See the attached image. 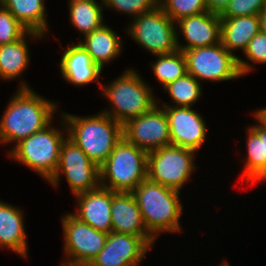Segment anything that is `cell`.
<instances>
[{
    "mask_svg": "<svg viewBox=\"0 0 266 266\" xmlns=\"http://www.w3.org/2000/svg\"><path fill=\"white\" fill-rule=\"evenodd\" d=\"M100 1V2H99ZM67 0L69 9V21L72 27H75L78 33L83 36L100 28L106 22L104 21L103 0Z\"/></svg>",
    "mask_w": 266,
    "mask_h": 266,
    "instance_id": "d4e9b609",
    "label": "cell"
},
{
    "mask_svg": "<svg viewBox=\"0 0 266 266\" xmlns=\"http://www.w3.org/2000/svg\"><path fill=\"white\" fill-rule=\"evenodd\" d=\"M123 29L140 48L154 55L178 50L176 22L157 5L153 10L129 20Z\"/></svg>",
    "mask_w": 266,
    "mask_h": 266,
    "instance_id": "ba28073f",
    "label": "cell"
},
{
    "mask_svg": "<svg viewBox=\"0 0 266 266\" xmlns=\"http://www.w3.org/2000/svg\"><path fill=\"white\" fill-rule=\"evenodd\" d=\"M76 208L72 214L96 230L112 232V190L98 186L96 189L75 195Z\"/></svg>",
    "mask_w": 266,
    "mask_h": 266,
    "instance_id": "e0dca14e",
    "label": "cell"
},
{
    "mask_svg": "<svg viewBox=\"0 0 266 266\" xmlns=\"http://www.w3.org/2000/svg\"><path fill=\"white\" fill-rule=\"evenodd\" d=\"M221 264L219 265L218 264V266H230V264L229 263H227V261L224 259L223 260V262H220Z\"/></svg>",
    "mask_w": 266,
    "mask_h": 266,
    "instance_id": "8d00e7d4",
    "label": "cell"
},
{
    "mask_svg": "<svg viewBox=\"0 0 266 266\" xmlns=\"http://www.w3.org/2000/svg\"><path fill=\"white\" fill-rule=\"evenodd\" d=\"M228 3L229 0H206V8L210 13L221 15Z\"/></svg>",
    "mask_w": 266,
    "mask_h": 266,
    "instance_id": "d6a6232c",
    "label": "cell"
},
{
    "mask_svg": "<svg viewBox=\"0 0 266 266\" xmlns=\"http://www.w3.org/2000/svg\"><path fill=\"white\" fill-rule=\"evenodd\" d=\"M187 73L202 82H228L243 77L238 58L221 43L183 51Z\"/></svg>",
    "mask_w": 266,
    "mask_h": 266,
    "instance_id": "30bf717a",
    "label": "cell"
},
{
    "mask_svg": "<svg viewBox=\"0 0 266 266\" xmlns=\"http://www.w3.org/2000/svg\"><path fill=\"white\" fill-rule=\"evenodd\" d=\"M168 120L171 143L198 152L207 141L205 117L192 107L162 106Z\"/></svg>",
    "mask_w": 266,
    "mask_h": 266,
    "instance_id": "4fadbf2b",
    "label": "cell"
},
{
    "mask_svg": "<svg viewBox=\"0 0 266 266\" xmlns=\"http://www.w3.org/2000/svg\"><path fill=\"white\" fill-rule=\"evenodd\" d=\"M266 9V0H229L220 18L260 15Z\"/></svg>",
    "mask_w": 266,
    "mask_h": 266,
    "instance_id": "1f68e13d",
    "label": "cell"
},
{
    "mask_svg": "<svg viewBox=\"0 0 266 266\" xmlns=\"http://www.w3.org/2000/svg\"><path fill=\"white\" fill-rule=\"evenodd\" d=\"M263 183V182H266V174L258 181V183L257 184H259V183Z\"/></svg>",
    "mask_w": 266,
    "mask_h": 266,
    "instance_id": "74e56055",
    "label": "cell"
},
{
    "mask_svg": "<svg viewBox=\"0 0 266 266\" xmlns=\"http://www.w3.org/2000/svg\"><path fill=\"white\" fill-rule=\"evenodd\" d=\"M264 147H265V157H266V127L264 126Z\"/></svg>",
    "mask_w": 266,
    "mask_h": 266,
    "instance_id": "d590c367",
    "label": "cell"
},
{
    "mask_svg": "<svg viewBox=\"0 0 266 266\" xmlns=\"http://www.w3.org/2000/svg\"><path fill=\"white\" fill-rule=\"evenodd\" d=\"M28 30L0 3V46L22 38Z\"/></svg>",
    "mask_w": 266,
    "mask_h": 266,
    "instance_id": "4dcf8cb0",
    "label": "cell"
},
{
    "mask_svg": "<svg viewBox=\"0 0 266 266\" xmlns=\"http://www.w3.org/2000/svg\"><path fill=\"white\" fill-rule=\"evenodd\" d=\"M163 90L165 93H168L171 102L166 103L157 98V103L161 106L194 107V104L198 100L200 101V98L203 96L202 94H204L202 84L188 73L169 83Z\"/></svg>",
    "mask_w": 266,
    "mask_h": 266,
    "instance_id": "484cf974",
    "label": "cell"
},
{
    "mask_svg": "<svg viewBox=\"0 0 266 266\" xmlns=\"http://www.w3.org/2000/svg\"><path fill=\"white\" fill-rule=\"evenodd\" d=\"M197 153L174 145L148 152L147 179L182 192L197 171Z\"/></svg>",
    "mask_w": 266,
    "mask_h": 266,
    "instance_id": "52a82bcc",
    "label": "cell"
},
{
    "mask_svg": "<svg viewBox=\"0 0 266 266\" xmlns=\"http://www.w3.org/2000/svg\"><path fill=\"white\" fill-rule=\"evenodd\" d=\"M257 122V123H256ZM246 129V154L243 159L241 175L244 183L250 187L257 185L258 181L266 174V157L264 147V125L257 119L254 124H248Z\"/></svg>",
    "mask_w": 266,
    "mask_h": 266,
    "instance_id": "7402d4cb",
    "label": "cell"
},
{
    "mask_svg": "<svg viewBox=\"0 0 266 266\" xmlns=\"http://www.w3.org/2000/svg\"><path fill=\"white\" fill-rule=\"evenodd\" d=\"M252 114L255 119L266 127V107L257 108Z\"/></svg>",
    "mask_w": 266,
    "mask_h": 266,
    "instance_id": "836d02e7",
    "label": "cell"
},
{
    "mask_svg": "<svg viewBox=\"0 0 266 266\" xmlns=\"http://www.w3.org/2000/svg\"><path fill=\"white\" fill-rule=\"evenodd\" d=\"M148 153L124 137L99 167L100 186L114 192H132L147 179Z\"/></svg>",
    "mask_w": 266,
    "mask_h": 266,
    "instance_id": "8992f818",
    "label": "cell"
},
{
    "mask_svg": "<svg viewBox=\"0 0 266 266\" xmlns=\"http://www.w3.org/2000/svg\"><path fill=\"white\" fill-rule=\"evenodd\" d=\"M243 56L246 58L245 61V58L238 57V67L243 77L254 72V67L257 65L266 64V34L262 31L257 33L250 40L246 50L243 52Z\"/></svg>",
    "mask_w": 266,
    "mask_h": 266,
    "instance_id": "83f0119b",
    "label": "cell"
},
{
    "mask_svg": "<svg viewBox=\"0 0 266 266\" xmlns=\"http://www.w3.org/2000/svg\"><path fill=\"white\" fill-rule=\"evenodd\" d=\"M154 57L155 61H151L149 64L156 82L160 83L162 89L187 73L183 51L177 50L169 54L154 55Z\"/></svg>",
    "mask_w": 266,
    "mask_h": 266,
    "instance_id": "4316f807",
    "label": "cell"
},
{
    "mask_svg": "<svg viewBox=\"0 0 266 266\" xmlns=\"http://www.w3.org/2000/svg\"><path fill=\"white\" fill-rule=\"evenodd\" d=\"M112 232L141 237L151 248L156 240L148 233L132 192L112 191Z\"/></svg>",
    "mask_w": 266,
    "mask_h": 266,
    "instance_id": "ac0fdd59",
    "label": "cell"
},
{
    "mask_svg": "<svg viewBox=\"0 0 266 266\" xmlns=\"http://www.w3.org/2000/svg\"><path fill=\"white\" fill-rule=\"evenodd\" d=\"M46 0H0L12 15L28 30L44 37L49 34ZM48 22V23H47Z\"/></svg>",
    "mask_w": 266,
    "mask_h": 266,
    "instance_id": "cb8c5ba5",
    "label": "cell"
},
{
    "mask_svg": "<svg viewBox=\"0 0 266 266\" xmlns=\"http://www.w3.org/2000/svg\"><path fill=\"white\" fill-rule=\"evenodd\" d=\"M58 116L59 128L52 121L44 129L20 140L7 151L8 159L28 167L47 182L57 170L60 148L67 137L65 121L60 113Z\"/></svg>",
    "mask_w": 266,
    "mask_h": 266,
    "instance_id": "5b68a950",
    "label": "cell"
},
{
    "mask_svg": "<svg viewBox=\"0 0 266 266\" xmlns=\"http://www.w3.org/2000/svg\"><path fill=\"white\" fill-rule=\"evenodd\" d=\"M123 137L147 153L172 145L164 108L158 103L123 125Z\"/></svg>",
    "mask_w": 266,
    "mask_h": 266,
    "instance_id": "7c38bea8",
    "label": "cell"
},
{
    "mask_svg": "<svg viewBox=\"0 0 266 266\" xmlns=\"http://www.w3.org/2000/svg\"><path fill=\"white\" fill-rule=\"evenodd\" d=\"M67 137L79 146L85 154L100 167L123 138V125L103 112L78 116L61 111Z\"/></svg>",
    "mask_w": 266,
    "mask_h": 266,
    "instance_id": "3957f363",
    "label": "cell"
},
{
    "mask_svg": "<svg viewBox=\"0 0 266 266\" xmlns=\"http://www.w3.org/2000/svg\"><path fill=\"white\" fill-rule=\"evenodd\" d=\"M177 47L184 51L220 43V15L208 11L176 21ZM183 42H181V38Z\"/></svg>",
    "mask_w": 266,
    "mask_h": 266,
    "instance_id": "9a60e30c",
    "label": "cell"
},
{
    "mask_svg": "<svg viewBox=\"0 0 266 266\" xmlns=\"http://www.w3.org/2000/svg\"><path fill=\"white\" fill-rule=\"evenodd\" d=\"M104 9L115 11L128 18H135L153 10L158 3L155 0H103Z\"/></svg>",
    "mask_w": 266,
    "mask_h": 266,
    "instance_id": "f546056e",
    "label": "cell"
},
{
    "mask_svg": "<svg viewBox=\"0 0 266 266\" xmlns=\"http://www.w3.org/2000/svg\"><path fill=\"white\" fill-rule=\"evenodd\" d=\"M63 230V264L89 265L104 248L108 233L80 221L72 212L60 217ZM66 259V260H65Z\"/></svg>",
    "mask_w": 266,
    "mask_h": 266,
    "instance_id": "8fae6325",
    "label": "cell"
},
{
    "mask_svg": "<svg viewBox=\"0 0 266 266\" xmlns=\"http://www.w3.org/2000/svg\"><path fill=\"white\" fill-rule=\"evenodd\" d=\"M149 250L151 247L139 236L111 232L88 266H140Z\"/></svg>",
    "mask_w": 266,
    "mask_h": 266,
    "instance_id": "5bb4252c",
    "label": "cell"
},
{
    "mask_svg": "<svg viewBox=\"0 0 266 266\" xmlns=\"http://www.w3.org/2000/svg\"><path fill=\"white\" fill-rule=\"evenodd\" d=\"M68 43L63 48L59 61V70L68 85L83 87L92 83H98L101 89L100 78L102 70L92 60L88 52L78 42ZM71 44V45H70Z\"/></svg>",
    "mask_w": 266,
    "mask_h": 266,
    "instance_id": "2e32d148",
    "label": "cell"
},
{
    "mask_svg": "<svg viewBox=\"0 0 266 266\" xmlns=\"http://www.w3.org/2000/svg\"><path fill=\"white\" fill-rule=\"evenodd\" d=\"M45 37L37 32L28 31L22 38L12 43L0 46V79L3 81H15L20 79L29 68L31 54L30 41L43 40ZM29 42V43H28Z\"/></svg>",
    "mask_w": 266,
    "mask_h": 266,
    "instance_id": "44dd1931",
    "label": "cell"
},
{
    "mask_svg": "<svg viewBox=\"0 0 266 266\" xmlns=\"http://www.w3.org/2000/svg\"><path fill=\"white\" fill-rule=\"evenodd\" d=\"M158 5L174 22L208 11L206 0H161Z\"/></svg>",
    "mask_w": 266,
    "mask_h": 266,
    "instance_id": "f1b7e54d",
    "label": "cell"
},
{
    "mask_svg": "<svg viewBox=\"0 0 266 266\" xmlns=\"http://www.w3.org/2000/svg\"><path fill=\"white\" fill-rule=\"evenodd\" d=\"M22 207L0 200V249L10 250L28 260L26 218Z\"/></svg>",
    "mask_w": 266,
    "mask_h": 266,
    "instance_id": "d6986e66",
    "label": "cell"
},
{
    "mask_svg": "<svg viewBox=\"0 0 266 266\" xmlns=\"http://www.w3.org/2000/svg\"><path fill=\"white\" fill-rule=\"evenodd\" d=\"M58 108L57 101L41 96L25 80H20L0 116V144L14 146L44 129L57 118Z\"/></svg>",
    "mask_w": 266,
    "mask_h": 266,
    "instance_id": "6da1fadb",
    "label": "cell"
},
{
    "mask_svg": "<svg viewBox=\"0 0 266 266\" xmlns=\"http://www.w3.org/2000/svg\"><path fill=\"white\" fill-rule=\"evenodd\" d=\"M180 191L145 179L133 191L148 233L157 241L163 233H181L184 209Z\"/></svg>",
    "mask_w": 266,
    "mask_h": 266,
    "instance_id": "7a4b0ae2",
    "label": "cell"
},
{
    "mask_svg": "<svg viewBox=\"0 0 266 266\" xmlns=\"http://www.w3.org/2000/svg\"><path fill=\"white\" fill-rule=\"evenodd\" d=\"M62 175L74 196L96 189L100 185L99 167L68 137L62 142L57 170L47 183L58 188Z\"/></svg>",
    "mask_w": 266,
    "mask_h": 266,
    "instance_id": "9c48e42d",
    "label": "cell"
},
{
    "mask_svg": "<svg viewBox=\"0 0 266 266\" xmlns=\"http://www.w3.org/2000/svg\"><path fill=\"white\" fill-rule=\"evenodd\" d=\"M155 89L133 67L126 68L117 78L102 82L101 93L110 105L101 111L124 125L128 120L149 111L157 104Z\"/></svg>",
    "mask_w": 266,
    "mask_h": 266,
    "instance_id": "277c9868",
    "label": "cell"
},
{
    "mask_svg": "<svg viewBox=\"0 0 266 266\" xmlns=\"http://www.w3.org/2000/svg\"><path fill=\"white\" fill-rule=\"evenodd\" d=\"M259 16L261 22V31L266 34V9Z\"/></svg>",
    "mask_w": 266,
    "mask_h": 266,
    "instance_id": "e575fe53",
    "label": "cell"
},
{
    "mask_svg": "<svg viewBox=\"0 0 266 266\" xmlns=\"http://www.w3.org/2000/svg\"><path fill=\"white\" fill-rule=\"evenodd\" d=\"M61 266H88V265H73V264H61Z\"/></svg>",
    "mask_w": 266,
    "mask_h": 266,
    "instance_id": "f35d334b",
    "label": "cell"
},
{
    "mask_svg": "<svg viewBox=\"0 0 266 266\" xmlns=\"http://www.w3.org/2000/svg\"><path fill=\"white\" fill-rule=\"evenodd\" d=\"M106 24L92 31L90 34L77 39L80 45L88 52L91 60L102 70L105 65H110L116 58H120L124 39Z\"/></svg>",
    "mask_w": 266,
    "mask_h": 266,
    "instance_id": "ffe728a7",
    "label": "cell"
},
{
    "mask_svg": "<svg viewBox=\"0 0 266 266\" xmlns=\"http://www.w3.org/2000/svg\"><path fill=\"white\" fill-rule=\"evenodd\" d=\"M261 31L259 15L221 18L220 43L234 56L246 50L250 40Z\"/></svg>",
    "mask_w": 266,
    "mask_h": 266,
    "instance_id": "603a6c76",
    "label": "cell"
}]
</instances>
